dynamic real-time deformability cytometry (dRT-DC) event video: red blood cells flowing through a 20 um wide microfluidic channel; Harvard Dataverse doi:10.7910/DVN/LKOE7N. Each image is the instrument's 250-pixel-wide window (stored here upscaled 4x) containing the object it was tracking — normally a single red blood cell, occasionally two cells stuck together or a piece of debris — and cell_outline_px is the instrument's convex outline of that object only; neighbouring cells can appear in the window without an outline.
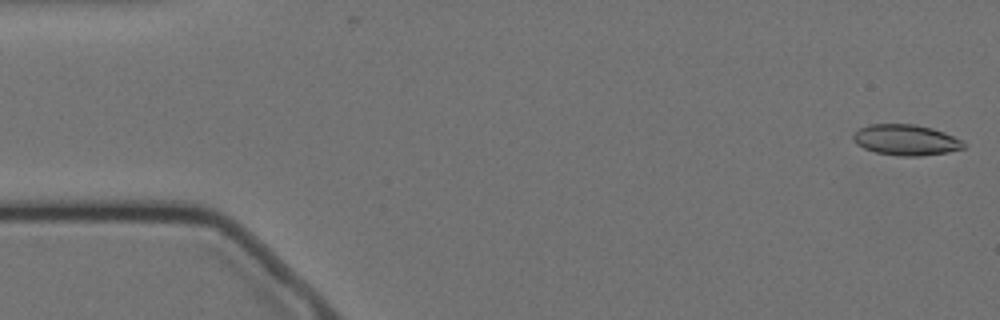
{"species": "Egyptian fruit bat (a non-hibernating species)", "species_latin": "Rousettus aegyptiacus", "temperature_condition": "cold", "stored_images_in_passage": 57, "camera_frame_rate_fps": 3000, "um_per_image_px": 0.085, "animal": {"sex": "female"}, "frame": {"image": 1, "passage_image": 1, "time_ms": 0.0, "image_size_px": [1000, 320], "cell_outline_px": [[964, 148], [948, 152], [920, 156], [900, 156], [876, 152], [864, 148], [856, 144], [852, 140], [852, 136], [860, 128], [868, 124], [916, 124], [932, 128], [944, 132], [960, 140], [964, 144]], "centroid_in_image_um": [76.97, 11.89], "position_along_channel_um": 8.0, "area_um2": 19.71}}
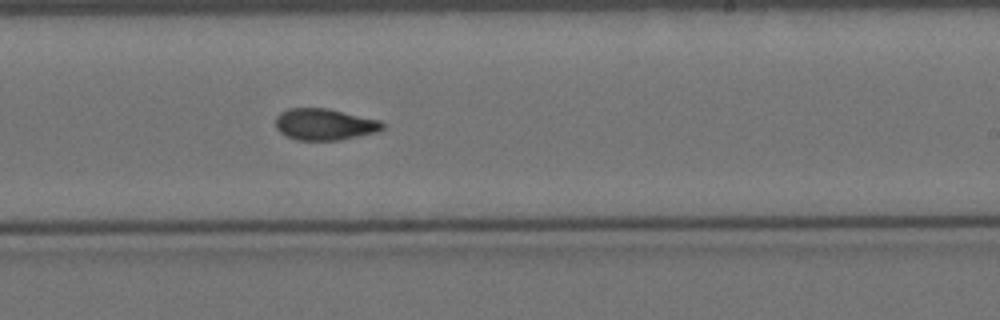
{"frame": {"image": 2, "passage_image": 33, "time_ms": 10.667, "image_size_px": [1000, 320], "cell_outline_px": [[384, 128], [376, 132], [340, 140], [296, 140], [280, 132], [276, 128], [276, 116], [280, 112], [288, 108], [328, 108], [380, 120], [384, 124]], "centroid_in_image_um": [27.58, 10.56], "position_along_channel_um": 261.4, "area_um2": 19.65}}
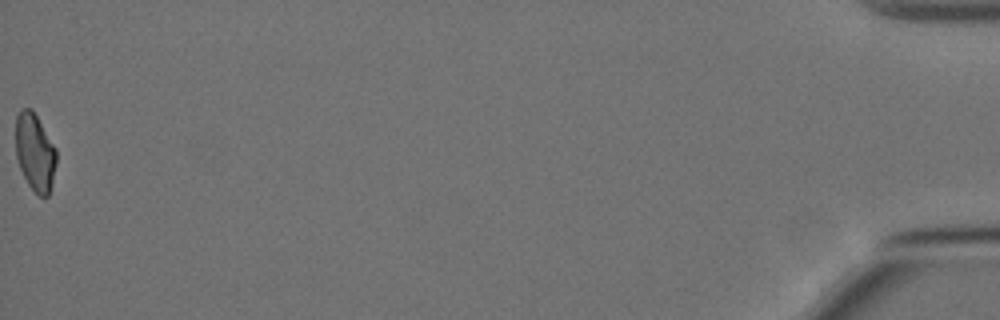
{"frame": {"image": 3, "passage_image": 57, "time_ms": 18.667, "image_size_px": [1000, 320], "cell_outline_px": [[56, 164], [52, 184], [48, 196], [40, 196], [28, 184], [20, 168], [16, 156], [16, 116], [20, 108], [32, 108], [56, 148]], "centroid_in_image_um": [2.97, 12.91], "position_along_channel_um": 432.2, "area_um2": 18.38}, "authors_computed_cell_mechanics": {"area_um2": 19.7676, "velocity_mm_per_s": 3.4896, "shape_relaxation_time_tau1_ms": 8.4142, "shape_relaxation_time_tau2_ms": 2.7478, "deformation_change_tau1": 0.1656, "deformation_change_tau2": 0.0656}}